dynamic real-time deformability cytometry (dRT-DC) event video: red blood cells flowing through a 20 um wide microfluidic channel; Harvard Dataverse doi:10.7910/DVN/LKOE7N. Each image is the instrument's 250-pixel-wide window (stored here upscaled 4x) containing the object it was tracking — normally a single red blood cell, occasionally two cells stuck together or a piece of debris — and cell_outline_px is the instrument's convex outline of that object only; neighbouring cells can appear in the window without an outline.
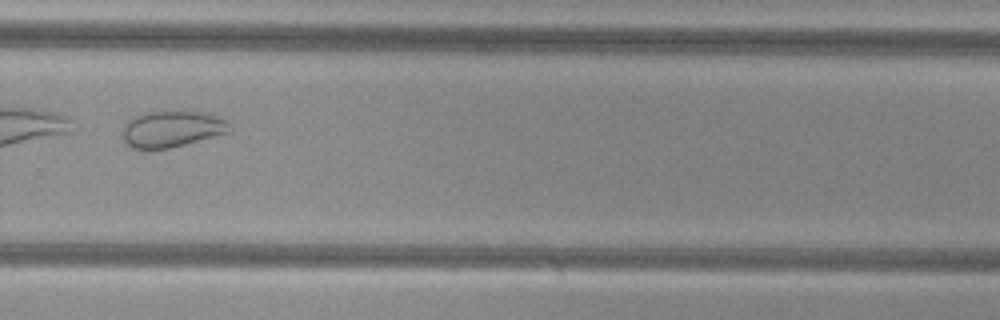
{"species": "common noctule bat (a hibernating species)", "species_latin": "Nyctalus noctula", "temperature_condition": "cold", "stored_images_in_passage": 38, "camera_frame_rate_fps": 3000, "um_per_image_px": 0.085, "animal": {"sex": "female", "body_mass_g": 29.2, "forearm_length_mm": 56.3}, "frame": {"image": 1, "passage_image": 27, "time_ms": 8.667, "image_size_px": [1000, 320], "cell_outline_px": [[232, 128], [228, 132], [216, 136], [168, 148], [132, 148], [124, 140], [120, 132], [124, 124], [132, 116], [144, 112], [196, 112], [220, 116], [228, 120], [232, 124]], "centroid_in_image_um": [14.61, 10.95], "position_along_channel_um": 315.2, "area_um2": 22.66}}